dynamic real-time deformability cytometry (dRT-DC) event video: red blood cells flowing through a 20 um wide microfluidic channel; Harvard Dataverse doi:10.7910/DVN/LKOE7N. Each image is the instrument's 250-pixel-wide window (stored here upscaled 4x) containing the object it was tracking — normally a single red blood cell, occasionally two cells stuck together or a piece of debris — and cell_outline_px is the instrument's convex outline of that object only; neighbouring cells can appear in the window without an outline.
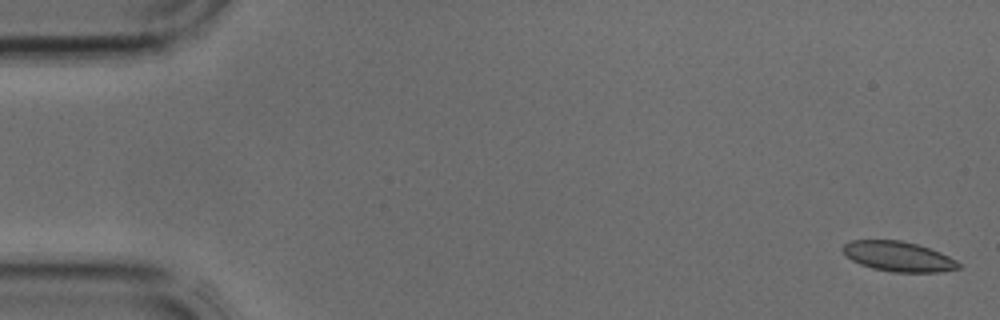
{"species": "common noctule bat (a hibernating species)", "species_latin": "Nyctalus noctula", "temperature_condition": "cold", "stored_images_in_passage": 5, "segment_of_instrument_passage": [1, 2], "camera_frame_rate_fps": 3000, "um_per_image_px": 0.085, "animal": {"sex": "male", "body_mass_g": 17.9, "forearm_length_mm": 54.2}, "frame": {"image": 1, "passage_image": 1, "time_ms": 0.0, "image_size_px": [1000, 320], "cell_outline_px": [[960, 268], [940, 272], [892, 272], [872, 268], [860, 264], [852, 260], [840, 248], [844, 244], [852, 240], [900, 240], [916, 244], [940, 252], [956, 260], [960, 264]], "centroid_in_image_um": [76.35, 21.8], "position_along_channel_um": 8.6, "area_um2": 20.11}}
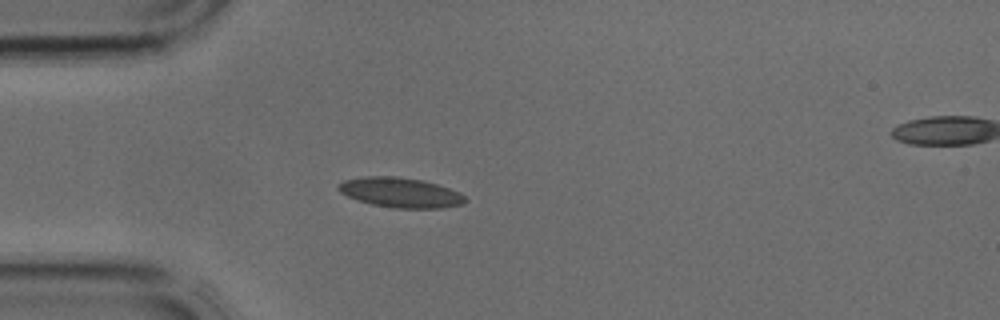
{"frame": {"image": 2, "passage_image": 4, "time_ms": 1.0, "image_size_px": [1000, 320], "cell_outline_px": [[468, 200], [464, 204], [444, 208], [392, 208], [372, 204], [348, 196], [340, 192], [336, 188], [336, 184], [344, 180], [364, 176], [396, 176], [420, 180], [436, 184], [460, 192]], "centroid_in_image_um": [34.04, 16.37], "position_along_channel_um": 51.0, "area_um2": 22.14}}